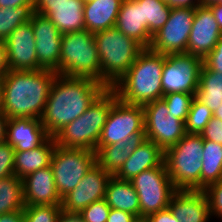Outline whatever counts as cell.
Returning a JSON list of instances; mask_svg holds the SVG:
<instances>
[{"instance_id": "1", "label": "cell", "mask_w": 222, "mask_h": 222, "mask_svg": "<svg viewBox=\"0 0 222 222\" xmlns=\"http://www.w3.org/2000/svg\"><path fill=\"white\" fill-rule=\"evenodd\" d=\"M106 88L94 79L57 75L40 118L48 135L81 116Z\"/></svg>"}, {"instance_id": "2", "label": "cell", "mask_w": 222, "mask_h": 222, "mask_svg": "<svg viewBox=\"0 0 222 222\" xmlns=\"http://www.w3.org/2000/svg\"><path fill=\"white\" fill-rule=\"evenodd\" d=\"M57 75L48 69L8 70L2 80L1 109L8 118L40 119Z\"/></svg>"}, {"instance_id": "3", "label": "cell", "mask_w": 222, "mask_h": 222, "mask_svg": "<svg viewBox=\"0 0 222 222\" xmlns=\"http://www.w3.org/2000/svg\"><path fill=\"white\" fill-rule=\"evenodd\" d=\"M164 55L144 48L129 70L111 87L118 99L144 106L163 97L161 85Z\"/></svg>"}, {"instance_id": "4", "label": "cell", "mask_w": 222, "mask_h": 222, "mask_svg": "<svg viewBox=\"0 0 222 222\" xmlns=\"http://www.w3.org/2000/svg\"><path fill=\"white\" fill-rule=\"evenodd\" d=\"M117 100L116 92L106 88L81 116L54 136L56 144L64 148L96 151L108 114Z\"/></svg>"}, {"instance_id": "5", "label": "cell", "mask_w": 222, "mask_h": 222, "mask_svg": "<svg viewBox=\"0 0 222 222\" xmlns=\"http://www.w3.org/2000/svg\"><path fill=\"white\" fill-rule=\"evenodd\" d=\"M101 64V84L111 88L133 65L144 49L115 26L94 33Z\"/></svg>"}, {"instance_id": "6", "label": "cell", "mask_w": 222, "mask_h": 222, "mask_svg": "<svg viewBox=\"0 0 222 222\" xmlns=\"http://www.w3.org/2000/svg\"><path fill=\"white\" fill-rule=\"evenodd\" d=\"M58 75L90 78L101 83V64L94 33L83 30L62 34Z\"/></svg>"}, {"instance_id": "7", "label": "cell", "mask_w": 222, "mask_h": 222, "mask_svg": "<svg viewBox=\"0 0 222 222\" xmlns=\"http://www.w3.org/2000/svg\"><path fill=\"white\" fill-rule=\"evenodd\" d=\"M204 140L200 134H185L165 151L167 172L177 190H200Z\"/></svg>"}, {"instance_id": "8", "label": "cell", "mask_w": 222, "mask_h": 222, "mask_svg": "<svg viewBox=\"0 0 222 222\" xmlns=\"http://www.w3.org/2000/svg\"><path fill=\"white\" fill-rule=\"evenodd\" d=\"M140 201V218H148L168 208L173 194L177 191L167 172L165 162L141 172L130 180Z\"/></svg>"}, {"instance_id": "9", "label": "cell", "mask_w": 222, "mask_h": 222, "mask_svg": "<svg viewBox=\"0 0 222 222\" xmlns=\"http://www.w3.org/2000/svg\"><path fill=\"white\" fill-rule=\"evenodd\" d=\"M95 163L96 151L64 148L56 144L50 166L61 199L79 184Z\"/></svg>"}, {"instance_id": "10", "label": "cell", "mask_w": 222, "mask_h": 222, "mask_svg": "<svg viewBox=\"0 0 222 222\" xmlns=\"http://www.w3.org/2000/svg\"><path fill=\"white\" fill-rule=\"evenodd\" d=\"M195 7H172L165 25L152 35L149 49L163 55L187 53Z\"/></svg>"}, {"instance_id": "11", "label": "cell", "mask_w": 222, "mask_h": 222, "mask_svg": "<svg viewBox=\"0 0 222 222\" xmlns=\"http://www.w3.org/2000/svg\"><path fill=\"white\" fill-rule=\"evenodd\" d=\"M143 109L145 138L164 152L176 145L186 134L185 123L169 113L162 99L144 105Z\"/></svg>"}, {"instance_id": "12", "label": "cell", "mask_w": 222, "mask_h": 222, "mask_svg": "<svg viewBox=\"0 0 222 222\" xmlns=\"http://www.w3.org/2000/svg\"><path fill=\"white\" fill-rule=\"evenodd\" d=\"M202 66L203 59L192 54L164 55L163 95L177 92L196 94Z\"/></svg>"}, {"instance_id": "13", "label": "cell", "mask_w": 222, "mask_h": 222, "mask_svg": "<svg viewBox=\"0 0 222 222\" xmlns=\"http://www.w3.org/2000/svg\"><path fill=\"white\" fill-rule=\"evenodd\" d=\"M144 127L143 106L127 104L118 99L111 107L98 145L116 144L131 135L145 133Z\"/></svg>"}, {"instance_id": "14", "label": "cell", "mask_w": 222, "mask_h": 222, "mask_svg": "<svg viewBox=\"0 0 222 222\" xmlns=\"http://www.w3.org/2000/svg\"><path fill=\"white\" fill-rule=\"evenodd\" d=\"M111 177L112 175L96 162L79 184L62 198L61 209L70 213H80L91 203L103 199Z\"/></svg>"}, {"instance_id": "15", "label": "cell", "mask_w": 222, "mask_h": 222, "mask_svg": "<svg viewBox=\"0 0 222 222\" xmlns=\"http://www.w3.org/2000/svg\"><path fill=\"white\" fill-rule=\"evenodd\" d=\"M30 22L35 36L38 70L48 69L58 74L62 33L46 16L39 13L34 12Z\"/></svg>"}, {"instance_id": "16", "label": "cell", "mask_w": 222, "mask_h": 222, "mask_svg": "<svg viewBox=\"0 0 222 222\" xmlns=\"http://www.w3.org/2000/svg\"><path fill=\"white\" fill-rule=\"evenodd\" d=\"M4 43L9 70H38L36 42L30 21L17 26Z\"/></svg>"}, {"instance_id": "17", "label": "cell", "mask_w": 222, "mask_h": 222, "mask_svg": "<svg viewBox=\"0 0 222 222\" xmlns=\"http://www.w3.org/2000/svg\"><path fill=\"white\" fill-rule=\"evenodd\" d=\"M221 37L222 30L211 8L205 5H196L192 29L187 44V53L204 60L214 49Z\"/></svg>"}, {"instance_id": "18", "label": "cell", "mask_w": 222, "mask_h": 222, "mask_svg": "<svg viewBox=\"0 0 222 222\" xmlns=\"http://www.w3.org/2000/svg\"><path fill=\"white\" fill-rule=\"evenodd\" d=\"M22 181L25 206L61 205L51 166L27 175Z\"/></svg>"}, {"instance_id": "19", "label": "cell", "mask_w": 222, "mask_h": 222, "mask_svg": "<svg viewBox=\"0 0 222 222\" xmlns=\"http://www.w3.org/2000/svg\"><path fill=\"white\" fill-rule=\"evenodd\" d=\"M168 207L180 222H210L211 219L208 199L200 190H177Z\"/></svg>"}, {"instance_id": "20", "label": "cell", "mask_w": 222, "mask_h": 222, "mask_svg": "<svg viewBox=\"0 0 222 222\" xmlns=\"http://www.w3.org/2000/svg\"><path fill=\"white\" fill-rule=\"evenodd\" d=\"M85 0H61L49 2L38 13L46 16L62 33L85 30Z\"/></svg>"}, {"instance_id": "21", "label": "cell", "mask_w": 222, "mask_h": 222, "mask_svg": "<svg viewBox=\"0 0 222 222\" xmlns=\"http://www.w3.org/2000/svg\"><path fill=\"white\" fill-rule=\"evenodd\" d=\"M49 137L40 119L9 118L6 141L15 151L31 150Z\"/></svg>"}, {"instance_id": "22", "label": "cell", "mask_w": 222, "mask_h": 222, "mask_svg": "<svg viewBox=\"0 0 222 222\" xmlns=\"http://www.w3.org/2000/svg\"><path fill=\"white\" fill-rule=\"evenodd\" d=\"M164 157L165 152L154 142L146 139L131 153L114 176L121 180L130 181L141 172L162 165Z\"/></svg>"}, {"instance_id": "23", "label": "cell", "mask_w": 222, "mask_h": 222, "mask_svg": "<svg viewBox=\"0 0 222 222\" xmlns=\"http://www.w3.org/2000/svg\"><path fill=\"white\" fill-rule=\"evenodd\" d=\"M115 27L124 35L134 39L143 48H149L152 35L143 25L142 4L137 0H123Z\"/></svg>"}, {"instance_id": "24", "label": "cell", "mask_w": 222, "mask_h": 222, "mask_svg": "<svg viewBox=\"0 0 222 222\" xmlns=\"http://www.w3.org/2000/svg\"><path fill=\"white\" fill-rule=\"evenodd\" d=\"M145 133L131 135L127 140L116 144L97 145L96 162L109 174L114 176L136 148L144 141Z\"/></svg>"}, {"instance_id": "25", "label": "cell", "mask_w": 222, "mask_h": 222, "mask_svg": "<svg viewBox=\"0 0 222 222\" xmlns=\"http://www.w3.org/2000/svg\"><path fill=\"white\" fill-rule=\"evenodd\" d=\"M123 0H85V30L96 33L115 26Z\"/></svg>"}, {"instance_id": "26", "label": "cell", "mask_w": 222, "mask_h": 222, "mask_svg": "<svg viewBox=\"0 0 222 222\" xmlns=\"http://www.w3.org/2000/svg\"><path fill=\"white\" fill-rule=\"evenodd\" d=\"M56 146L54 137H48L41 145L26 151H15L14 175L20 179L50 166Z\"/></svg>"}, {"instance_id": "27", "label": "cell", "mask_w": 222, "mask_h": 222, "mask_svg": "<svg viewBox=\"0 0 222 222\" xmlns=\"http://www.w3.org/2000/svg\"><path fill=\"white\" fill-rule=\"evenodd\" d=\"M104 199L110 208L126 211L140 218V201L130 181L112 176L107 184Z\"/></svg>"}, {"instance_id": "28", "label": "cell", "mask_w": 222, "mask_h": 222, "mask_svg": "<svg viewBox=\"0 0 222 222\" xmlns=\"http://www.w3.org/2000/svg\"><path fill=\"white\" fill-rule=\"evenodd\" d=\"M195 97L212 113L218 110L222 105V72L209 70L203 64Z\"/></svg>"}, {"instance_id": "29", "label": "cell", "mask_w": 222, "mask_h": 222, "mask_svg": "<svg viewBox=\"0 0 222 222\" xmlns=\"http://www.w3.org/2000/svg\"><path fill=\"white\" fill-rule=\"evenodd\" d=\"M201 170V191L222 180V144L204 140Z\"/></svg>"}, {"instance_id": "30", "label": "cell", "mask_w": 222, "mask_h": 222, "mask_svg": "<svg viewBox=\"0 0 222 222\" xmlns=\"http://www.w3.org/2000/svg\"><path fill=\"white\" fill-rule=\"evenodd\" d=\"M23 181L11 175L0 179V215L24 210Z\"/></svg>"}, {"instance_id": "31", "label": "cell", "mask_w": 222, "mask_h": 222, "mask_svg": "<svg viewBox=\"0 0 222 222\" xmlns=\"http://www.w3.org/2000/svg\"><path fill=\"white\" fill-rule=\"evenodd\" d=\"M142 4L143 25L151 35L155 34L167 22L171 6L164 0H137Z\"/></svg>"}, {"instance_id": "32", "label": "cell", "mask_w": 222, "mask_h": 222, "mask_svg": "<svg viewBox=\"0 0 222 222\" xmlns=\"http://www.w3.org/2000/svg\"><path fill=\"white\" fill-rule=\"evenodd\" d=\"M33 5L0 7V40L5 41L17 27L31 20Z\"/></svg>"}, {"instance_id": "33", "label": "cell", "mask_w": 222, "mask_h": 222, "mask_svg": "<svg viewBox=\"0 0 222 222\" xmlns=\"http://www.w3.org/2000/svg\"><path fill=\"white\" fill-rule=\"evenodd\" d=\"M212 117V111L195 97L185 121L186 133L201 134Z\"/></svg>"}, {"instance_id": "34", "label": "cell", "mask_w": 222, "mask_h": 222, "mask_svg": "<svg viewBox=\"0 0 222 222\" xmlns=\"http://www.w3.org/2000/svg\"><path fill=\"white\" fill-rule=\"evenodd\" d=\"M195 95L186 92L168 93L161 99L166 103L169 113L185 123Z\"/></svg>"}, {"instance_id": "35", "label": "cell", "mask_w": 222, "mask_h": 222, "mask_svg": "<svg viewBox=\"0 0 222 222\" xmlns=\"http://www.w3.org/2000/svg\"><path fill=\"white\" fill-rule=\"evenodd\" d=\"M61 210V205L25 206L23 222H57Z\"/></svg>"}, {"instance_id": "36", "label": "cell", "mask_w": 222, "mask_h": 222, "mask_svg": "<svg viewBox=\"0 0 222 222\" xmlns=\"http://www.w3.org/2000/svg\"><path fill=\"white\" fill-rule=\"evenodd\" d=\"M203 192L208 199L211 218L215 216L222 220V180L210 184Z\"/></svg>"}, {"instance_id": "37", "label": "cell", "mask_w": 222, "mask_h": 222, "mask_svg": "<svg viewBox=\"0 0 222 222\" xmlns=\"http://www.w3.org/2000/svg\"><path fill=\"white\" fill-rule=\"evenodd\" d=\"M110 209L103 198L85 207L80 214L85 222H107Z\"/></svg>"}, {"instance_id": "38", "label": "cell", "mask_w": 222, "mask_h": 222, "mask_svg": "<svg viewBox=\"0 0 222 222\" xmlns=\"http://www.w3.org/2000/svg\"><path fill=\"white\" fill-rule=\"evenodd\" d=\"M15 149L7 141L0 143V179L14 175Z\"/></svg>"}, {"instance_id": "39", "label": "cell", "mask_w": 222, "mask_h": 222, "mask_svg": "<svg viewBox=\"0 0 222 222\" xmlns=\"http://www.w3.org/2000/svg\"><path fill=\"white\" fill-rule=\"evenodd\" d=\"M200 135L203 140L222 144V120L213 116Z\"/></svg>"}, {"instance_id": "40", "label": "cell", "mask_w": 222, "mask_h": 222, "mask_svg": "<svg viewBox=\"0 0 222 222\" xmlns=\"http://www.w3.org/2000/svg\"><path fill=\"white\" fill-rule=\"evenodd\" d=\"M203 64L209 70L222 72V37L214 49L204 58Z\"/></svg>"}, {"instance_id": "41", "label": "cell", "mask_w": 222, "mask_h": 222, "mask_svg": "<svg viewBox=\"0 0 222 222\" xmlns=\"http://www.w3.org/2000/svg\"><path fill=\"white\" fill-rule=\"evenodd\" d=\"M137 217L119 209H110L107 222H135Z\"/></svg>"}, {"instance_id": "42", "label": "cell", "mask_w": 222, "mask_h": 222, "mask_svg": "<svg viewBox=\"0 0 222 222\" xmlns=\"http://www.w3.org/2000/svg\"><path fill=\"white\" fill-rule=\"evenodd\" d=\"M147 220L149 222H180L173 215L169 207L150 215Z\"/></svg>"}, {"instance_id": "43", "label": "cell", "mask_w": 222, "mask_h": 222, "mask_svg": "<svg viewBox=\"0 0 222 222\" xmlns=\"http://www.w3.org/2000/svg\"><path fill=\"white\" fill-rule=\"evenodd\" d=\"M57 222H85L80 213H70L61 210Z\"/></svg>"}, {"instance_id": "44", "label": "cell", "mask_w": 222, "mask_h": 222, "mask_svg": "<svg viewBox=\"0 0 222 222\" xmlns=\"http://www.w3.org/2000/svg\"><path fill=\"white\" fill-rule=\"evenodd\" d=\"M9 70L8 62H7V53L4 41L0 40V76H4V74Z\"/></svg>"}, {"instance_id": "45", "label": "cell", "mask_w": 222, "mask_h": 222, "mask_svg": "<svg viewBox=\"0 0 222 222\" xmlns=\"http://www.w3.org/2000/svg\"><path fill=\"white\" fill-rule=\"evenodd\" d=\"M24 211L10 212L0 215V222H23Z\"/></svg>"}, {"instance_id": "46", "label": "cell", "mask_w": 222, "mask_h": 222, "mask_svg": "<svg viewBox=\"0 0 222 222\" xmlns=\"http://www.w3.org/2000/svg\"><path fill=\"white\" fill-rule=\"evenodd\" d=\"M8 117L4 113V111L1 109L0 106V143L5 142L7 139V122Z\"/></svg>"}, {"instance_id": "47", "label": "cell", "mask_w": 222, "mask_h": 222, "mask_svg": "<svg viewBox=\"0 0 222 222\" xmlns=\"http://www.w3.org/2000/svg\"><path fill=\"white\" fill-rule=\"evenodd\" d=\"M34 0H0V7H19L33 5Z\"/></svg>"}, {"instance_id": "48", "label": "cell", "mask_w": 222, "mask_h": 222, "mask_svg": "<svg viewBox=\"0 0 222 222\" xmlns=\"http://www.w3.org/2000/svg\"><path fill=\"white\" fill-rule=\"evenodd\" d=\"M171 7H195L199 4V0H164Z\"/></svg>"}, {"instance_id": "49", "label": "cell", "mask_w": 222, "mask_h": 222, "mask_svg": "<svg viewBox=\"0 0 222 222\" xmlns=\"http://www.w3.org/2000/svg\"><path fill=\"white\" fill-rule=\"evenodd\" d=\"M213 12V15L222 30V0L219 1L217 4H212L209 6Z\"/></svg>"}, {"instance_id": "50", "label": "cell", "mask_w": 222, "mask_h": 222, "mask_svg": "<svg viewBox=\"0 0 222 222\" xmlns=\"http://www.w3.org/2000/svg\"><path fill=\"white\" fill-rule=\"evenodd\" d=\"M61 0H34V12L38 13L44 6L49 4V2H59Z\"/></svg>"}, {"instance_id": "51", "label": "cell", "mask_w": 222, "mask_h": 222, "mask_svg": "<svg viewBox=\"0 0 222 222\" xmlns=\"http://www.w3.org/2000/svg\"><path fill=\"white\" fill-rule=\"evenodd\" d=\"M221 0H199L200 5L210 6L212 4H217Z\"/></svg>"}, {"instance_id": "52", "label": "cell", "mask_w": 222, "mask_h": 222, "mask_svg": "<svg viewBox=\"0 0 222 222\" xmlns=\"http://www.w3.org/2000/svg\"><path fill=\"white\" fill-rule=\"evenodd\" d=\"M213 116L222 120V105L218 108V110L213 112Z\"/></svg>"}, {"instance_id": "53", "label": "cell", "mask_w": 222, "mask_h": 222, "mask_svg": "<svg viewBox=\"0 0 222 222\" xmlns=\"http://www.w3.org/2000/svg\"><path fill=\"white\" fill-rule=\"evenodd\" d=\"M2 80L3 76H0V106H1V95H2Z\"/></svg>"}, {"instance_id": "54", "label": "cell", "mask_w": 222, "mask_h": 222, "mask_svg": "<svg viewBox=\"0 0 222 222\" xmlns=\"http://www.w3.org/2000/svg\"><path fill=\"white\" fill-rule=\"evenodd\" d=\"M135 222H149L147 218H137Z\"/></svg>"}]
</instances>
